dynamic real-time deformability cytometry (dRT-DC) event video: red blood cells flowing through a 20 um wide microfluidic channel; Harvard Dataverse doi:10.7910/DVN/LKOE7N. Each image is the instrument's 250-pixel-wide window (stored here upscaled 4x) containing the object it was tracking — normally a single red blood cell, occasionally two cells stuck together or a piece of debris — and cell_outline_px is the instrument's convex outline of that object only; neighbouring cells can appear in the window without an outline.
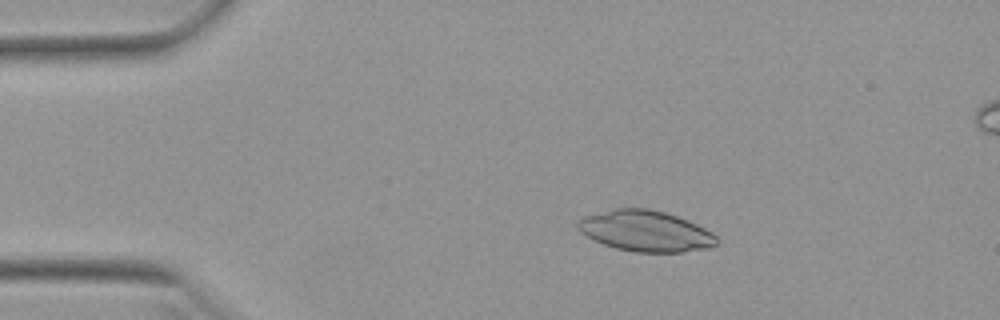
{"species": "Egyptian fruit bat (a non-hibernating species)", "species_latin": "Rousettus aegyptiacus", "temperature_condition": "warm", "stored_images_in_passage": 53, "camera_frame_rate_fps": 3000, "um_per_image_px": 0.085, "animal": {"sex": "female"}, "frame": {"image": 1, "passage_image": 10, "time_ms": 3.0, "image_size_px": [1000, 320], "cell_outline_px": [[720, 240], [716, 244], [708, 248], [684, 252], [636, 252], [616, 248], [604, 244], [580, 232], [576, 228], [576, 224], [584, 216], [616, 208], [648, 208], [664, 212], [676, 216], [696, 224], [712, 232]], "centroid_in_image_um": [54.89, 19.64], "position_along_channel_um": 30.1, "area_um2": 32.89}}
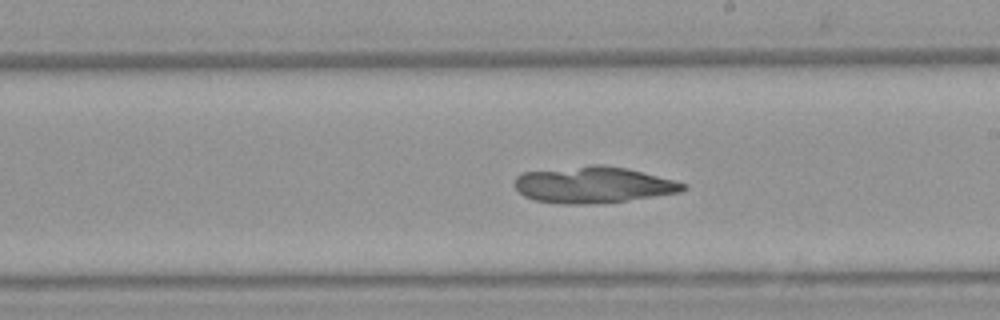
{"frame": {"image": 2, "passage_image": 30, "time_ms": 9.667, "image_size_px": [1000, 320], "cell_outline_px": [[688, 188], [680, 192], [628, 200], [596, 204], [560, 204], [536, 200], [524, 196], [516, 188], [516, 176], [520, 172], [592, 164], [604, 164], [628, 168], [688, 184]], "centroid_in_image_um": [50.43, 15.7], "position_along_channel_um": 238.6, "area_um2": 35.95}}
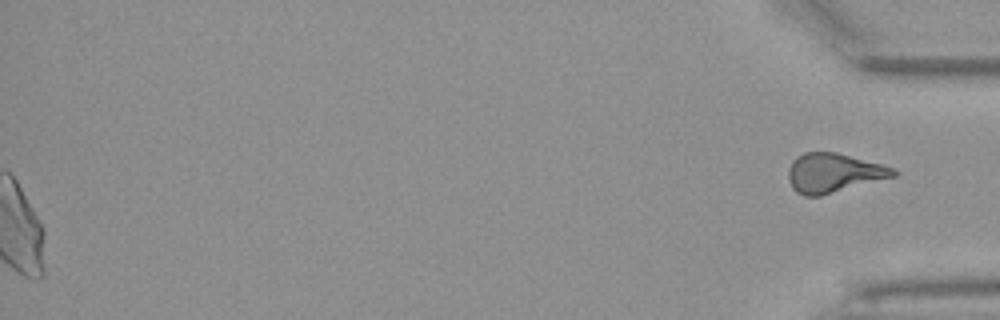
{"frame": {"image": 3, "passage_image": 53, "time_ms": 17.333, "image_size_px": [1000, 320], "cell_outline_px": [[900, 172], [896, 176], [820, 196], [804, 196], [796, 192], [792, 188], [788, 180], [788, 168], [796, 156], [804, 152], [836, 152], [884, 164]], "centroid_in_image_um": [70.85, 14.69], "position_along_channel_um": 364.3, "area_um2": 24.22}}